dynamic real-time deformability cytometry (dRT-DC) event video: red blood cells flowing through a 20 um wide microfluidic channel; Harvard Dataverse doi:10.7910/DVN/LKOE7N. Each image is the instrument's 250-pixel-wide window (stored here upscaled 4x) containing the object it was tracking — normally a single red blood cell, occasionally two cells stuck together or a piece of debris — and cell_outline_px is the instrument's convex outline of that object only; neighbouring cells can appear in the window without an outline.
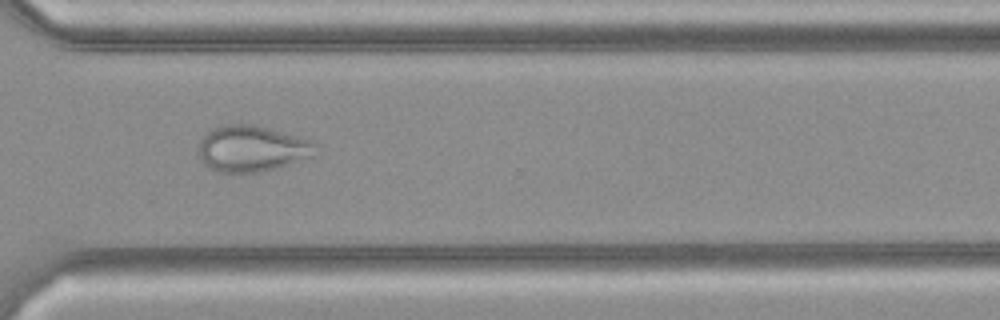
{"species": "common noctule bat (a hibernating species)", "species_latin": "Nyctalus noctula", "temperature_condition": "cold", "stored_images_in_passage": 38, "camera_frame_rate_fps": 3000, "um_per_image_px": 0.085, "animal": {"sex": "female", "body_mass_g": 21.9}, "frame": {"image": 1, "passage_image": 27, "time_ms": 8.667, "image_size_px": [1000, 320], "cell_outline_px": [[320, 156], [276, 168], [260, 172], [220, 172], [208, 168], [200, 160], [200, 140], [212, 128], [224, 124], [248, 124], [312, 140], [316, 144]], "centroid_in_image_um": [21.47, 12.66], "position_along_channel_um": 349.1, "area_um2": 31.56}}